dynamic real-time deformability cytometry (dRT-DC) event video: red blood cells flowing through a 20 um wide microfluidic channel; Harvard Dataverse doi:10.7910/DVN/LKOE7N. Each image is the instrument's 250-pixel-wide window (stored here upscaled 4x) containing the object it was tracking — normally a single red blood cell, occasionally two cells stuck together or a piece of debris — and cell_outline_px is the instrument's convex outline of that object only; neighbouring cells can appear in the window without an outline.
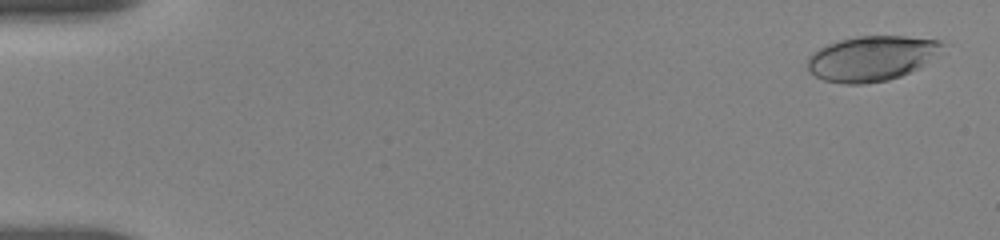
{"species": "human", "species_latin": "Homo sapiens", "temperature_condition": "room temperature", "stored_images_in_passage": 16, "camera_frame_rate_fps": 3000, "um_per_image_px": 0.085, "donor": {"sex": "female"}, "frame": {"image": 1, "passage_image": 1, "time_ms": 0.0, "image_size_px": [1000, 240], "cell_outline_px": [[952, 44], [916, 68], [900, 76], [888, 80], [864, 84], [844, 84], [824, 80], [816, 76], [808, 68], [808, 56], [812, 52], [828, 44], [840, 40], [856, 36], [904, 36], [940, 40]], "centroid_in_image_um": [74.12, 4.94], "position_along_channel_um": 10.9, "area_um2": 35.37}}
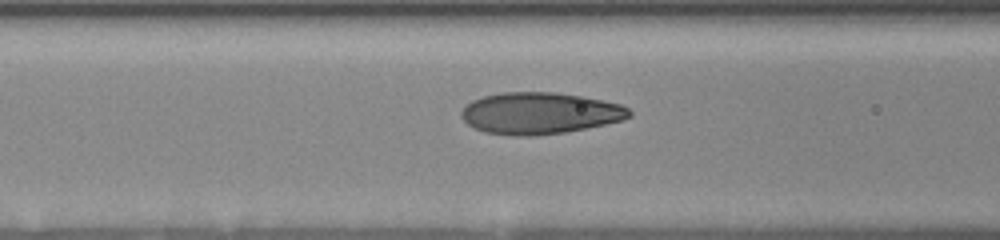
{"frame": {"image": 2, "passage_image": 10, "time_ms": 7.0, "image_size_px": [1000, 240], "cell_outline_px": [[632, 116], [624, 120], [564, 132], [536, 136], [512, 136], [484, 132], [472, 128], [460, 116], [460, 112], [472, 100], [484, 96], [504, 92], [552, 92], [580, 96], [620, 104], [628, 108], [632, 112]], "centroid_in_image_um": [45.85, 9.63], "position_along_channel_um": 120.7, "area_um2": 40.69}}
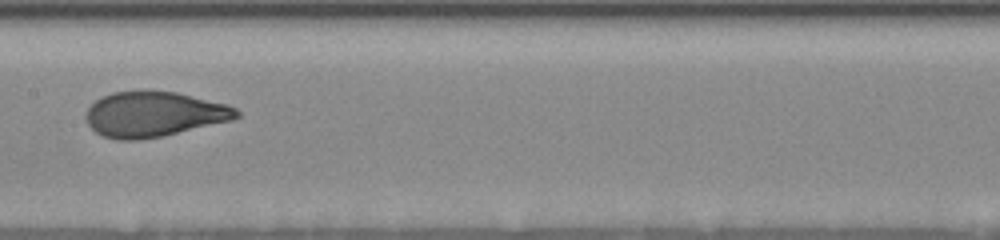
{"frame": {"image": 3, "passage_image": 14, "time_ms": 9.0, "image_size_px": [1000, 240], "cell_outline_px": [[240, 116], [232, 120], [160, 136], [136, 140], [116, 140], [104, 136], [96, 132], [88, 124], [88, 108], [96, 100], [112, 92], [144, 88], [176, 92], [228, 104], [236, 108], [240, 112]], "centroid_in_image_um": [13.1, 9.67], "position_along_channel_um": 194.3, "area_um2": 39.82}}